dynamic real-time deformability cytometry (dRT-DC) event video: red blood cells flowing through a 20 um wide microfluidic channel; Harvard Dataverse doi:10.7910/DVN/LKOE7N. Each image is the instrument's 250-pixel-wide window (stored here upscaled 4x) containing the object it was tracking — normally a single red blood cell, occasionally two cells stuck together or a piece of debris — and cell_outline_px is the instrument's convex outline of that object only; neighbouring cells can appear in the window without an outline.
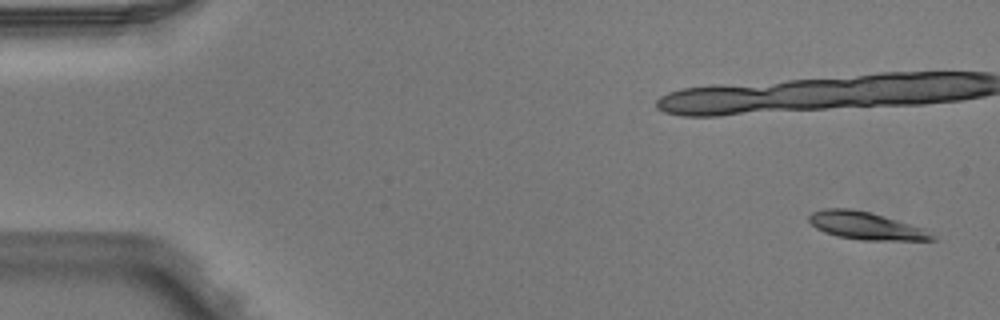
{"species": "Egyptian fruit bat (a non-hibernating species)", "species_latin": "Rousettus aegyptiacus", "temperature_condition": "warm", "stored_images_in_passage": 6, "camera_frame_rate_fps": 3000, "um_per_image_px": 0.085, "animal": {"sex": "male"}, "frame": {"image": 1, "passage_image": 1, "time_ms": 0.0, "image_size_px": [1000, 320], "cell_outline_px": [[936, 240], [860, 240], [836, 236], [824, 232], [816, 228], [808, 220], [808, 216], [812, 212], [824, 208], [848, 208], [868, 212], [884, 216], [924, 228]], "centroid_in_image_um": [73.54, 19.19], "position_along_channel_um": 11.5, "area_um2": 19.59}}
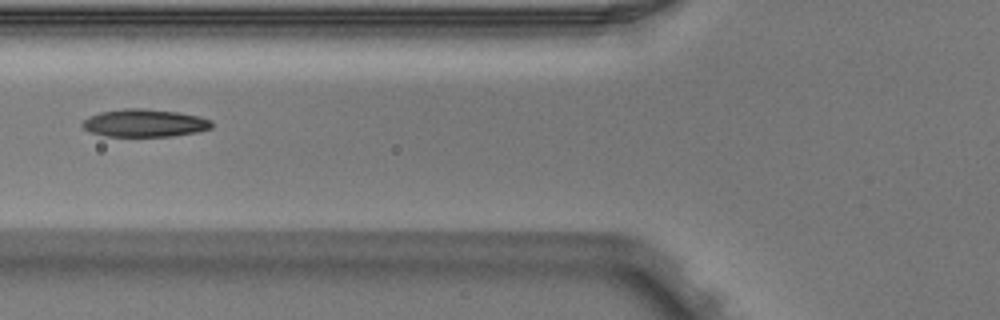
{"frame": {"image": 2, "passage_image": 6, "time_ms": 1.667, "image_size_px": [1000, 320], "cell_outline_px": [[212, 128], [200, 132], [172, 136], [104, 136], [92, 132], [84, 128], [80, 124], [88, 116], [100, 112], [124, 108], [144, 108], [180, 112], [200, 116], [212, 120]], "centroid_in_image_um": [12.32, 10.45], "position_along_channel_um": 113.5, "area_um2": 21.15}}